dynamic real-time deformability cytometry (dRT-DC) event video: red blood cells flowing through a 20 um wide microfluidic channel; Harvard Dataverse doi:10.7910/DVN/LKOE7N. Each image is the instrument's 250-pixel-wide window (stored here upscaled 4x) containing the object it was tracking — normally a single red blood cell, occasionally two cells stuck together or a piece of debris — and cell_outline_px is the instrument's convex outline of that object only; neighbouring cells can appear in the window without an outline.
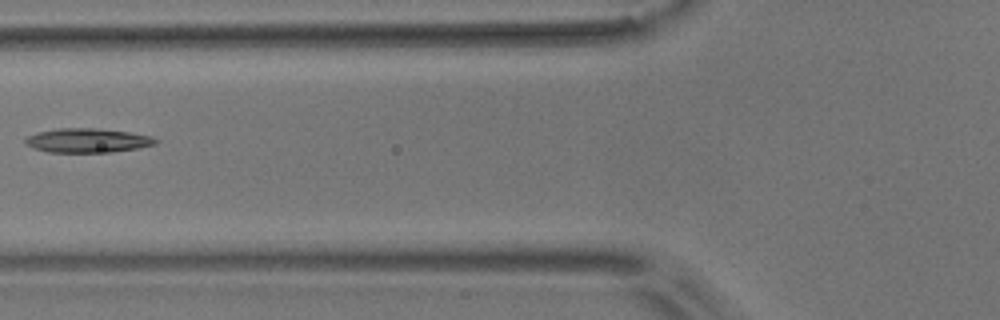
{"species": "common noctule bat (a hibernating species)", "species_latin": "Nyctalus noctula", "temperature_condition": "room temperature", "stored_images_in_passage": 5, "camera_frame_rate_fps": 3000, "um_per_image_px": 0.085, "animal": {"sex": "male", "body_mass_g": 17.9}, "frame": {"image": 1, "passage_image": 4, "time_ms": 4.333, "image_size_px": [1000, 320], "cell_outline_px": [[160, 140], [156, 144], [136, 148], [112, 152], [48, 152], [24, 144], [24, 140], [28, 136], [40, 132], [56, 128], [96, 128], [128, 132], [152, 136]], "centroid_in_image_um": [7.46, 11.93], "position_along_channel_um": 118.3, "area_um2": 18.26}}
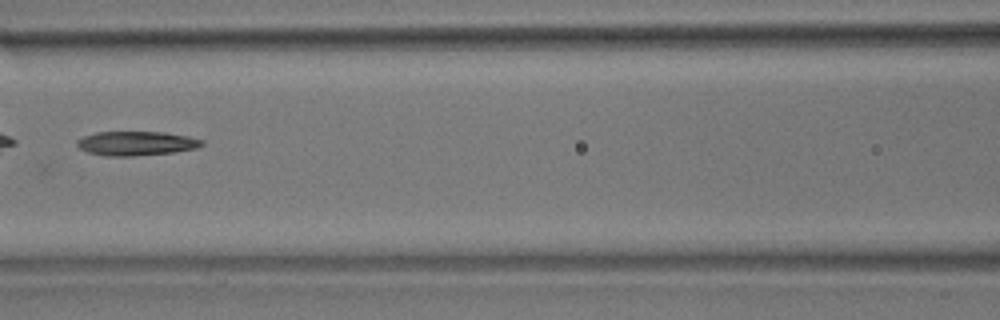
{"frame": {"image": 2, "passage_image": 5, "time_ms": 5.333, "image_size_px": [1000, 320], "cell_outline_px": [[204, 144], [196, 148], [176, 152], [132, 156], [108, 156], [88, 152], [80, 148], [76, 144], [76, 140], [84, 136], [96, 132], [164, 132], [188, 136], [204, 140]], "centroid_in_image_um": [11.6, 12.18], "position_along_channel_um": 155.0, "area_um2": 17.63}}